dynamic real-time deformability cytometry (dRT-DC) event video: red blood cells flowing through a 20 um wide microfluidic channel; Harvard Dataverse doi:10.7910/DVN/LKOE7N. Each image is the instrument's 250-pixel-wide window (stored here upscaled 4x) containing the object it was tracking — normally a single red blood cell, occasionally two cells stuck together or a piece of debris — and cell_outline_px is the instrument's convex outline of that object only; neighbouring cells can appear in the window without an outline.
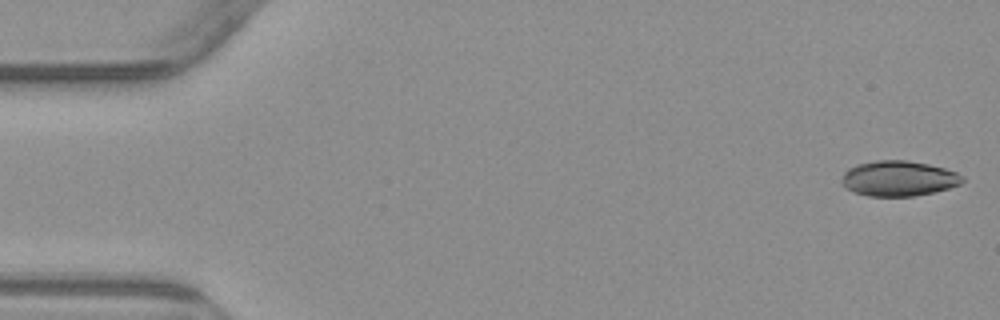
{"species": "common noctule bat (a hibernating species)", "species_latin": "Nyctalus noctula", "temperature_condition": "warm", "stored_images_in_passage": 4, "camera_frame_rate_fps": 3000, "um_per_image_px": 0.085, "animal": {"sex": "male", "body_mass_g": 23.1, "forearm_length_mm": 52.7}, "frame": {"image": 1, "passage_image": 1, "time_ms": 0.0, "image_size_px": [1000, 320], "cell_outline_px": [[964, 180], [960, 184], [948, 188], [932, 192], [912, 196], [868, 196], [844, 188], [840, 180], [844, 172], [848, 168], [856, 164], [876, 160], [908, 160], [928, 164], [944, 168], [956, 172], [964, 176]], "centroid_in_image_um": [76.35, 15.16], "position_along_channel_um": 8.7, "area_um2": 24.91}}
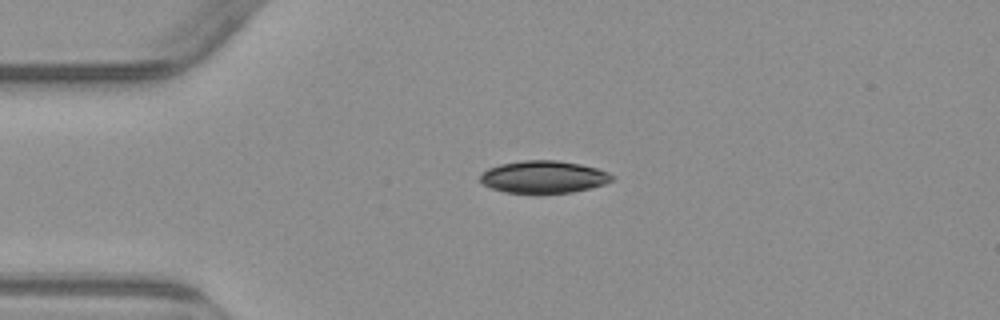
{"frame": {"image": 2, "passage_image": 4, "time_ms": 3.667, "image_size_px": [1000, 320], "cell_outline_px": [[616, 176], [612, 180], [604, 184], [572, 192], [504, 192], [480, 184], [480, 176], [488, 168], [500, 164], [524, 160], [556, 160], [580, 164], [596, 168], [608, 172]], "centroid_in_image_um": [46.2, 15.02], "position_along_channel_um": 38.8, "area_um2": 24.57}}